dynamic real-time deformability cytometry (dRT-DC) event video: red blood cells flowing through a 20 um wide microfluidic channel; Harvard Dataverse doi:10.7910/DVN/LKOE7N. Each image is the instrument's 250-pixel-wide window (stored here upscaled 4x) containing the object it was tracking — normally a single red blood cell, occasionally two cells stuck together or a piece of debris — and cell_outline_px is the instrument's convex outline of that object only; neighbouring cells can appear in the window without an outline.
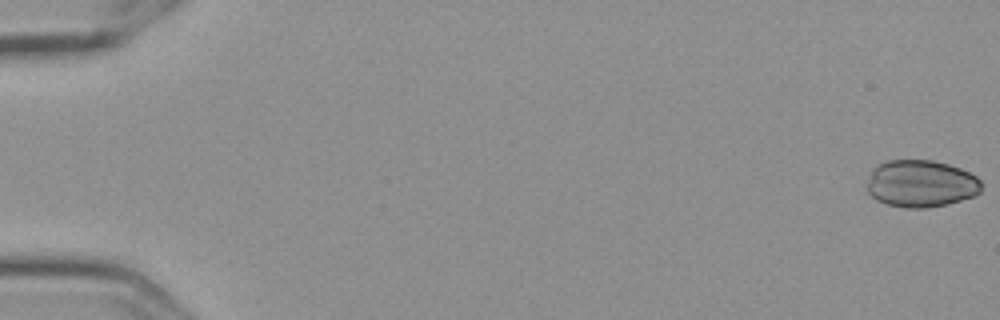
{"species": "Egyptian fruit bat (a non-hibernating species)", "species_latin": "Rousettus aegyptiacus", "temperature_condition": "cold", "stored_images_in_passage": 55, "camera_frame_rate_fps": 3000, "um_per_image_px": 0.085, "frame": {"image": 1, "passage_image": 1, "time_ms": 0.0, "image_size_px": [1000, 320], "cell_outline_px": [[984, 184], [980, 192], [972, 196], [948, 204], [928, 208], [904, 208], [888, 204], [876, 200], [868, 192], [868, 176], [872, 168], [888, 160], [932, 160], [948, 164], [960, 168], [976, 176]], "centroid_in_image_um": [78.29, 15.61], "position_along_channel_um": 6.7, "area_um2": 31.62}}
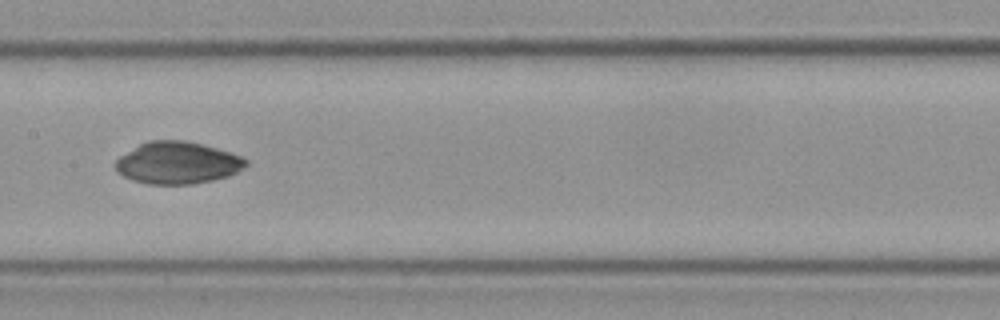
{"frame": {"image": 2, "passage_image": 30, "time_ms": 9.667, "image_size_px": [1000, 320], "cell_outline_px": [[248, 164], [244, 168], [228, 176], [212, 180], [192, 184], [148, 184], [132, 180], [116, 172], [116, 160], [120, 156], [140, 144], [148, 140], [184, 140], [204, 144], [240, 156], [248, 160]], "centroid_in_image_um": [15.08, 13.84], "position_along_channel_um": 192.3, "area_um2": 31.91}}
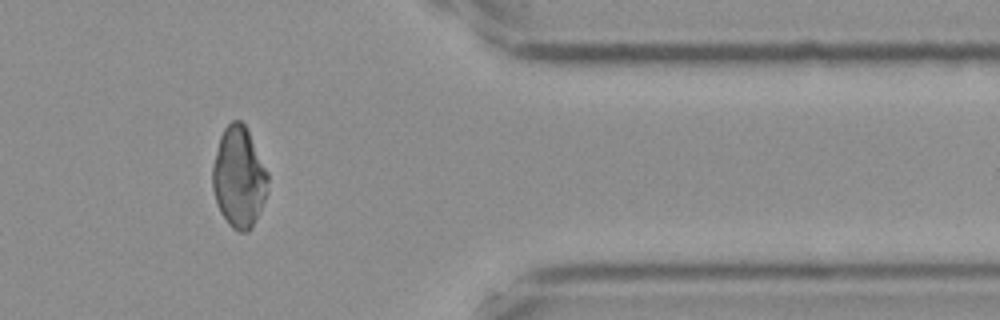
{"frame": {"image": 3, "passage_image": 48, "time_ms": 15.667, "image_size_px": [1000, 320], "cell_outline_px": [[268, 192], [252, 228], [248, 232], [240, 232], [232, 228], [228, 224], [220, 212], [212, 188], [212, 164], [220, 136], [224, 128], [232, 120], [240, 120], [248, 128], [268, 172]], "centroid_in_image_um": [20.31, 15.06], "position_along_channel_um": 391.1, "area_um2": 32.89}}